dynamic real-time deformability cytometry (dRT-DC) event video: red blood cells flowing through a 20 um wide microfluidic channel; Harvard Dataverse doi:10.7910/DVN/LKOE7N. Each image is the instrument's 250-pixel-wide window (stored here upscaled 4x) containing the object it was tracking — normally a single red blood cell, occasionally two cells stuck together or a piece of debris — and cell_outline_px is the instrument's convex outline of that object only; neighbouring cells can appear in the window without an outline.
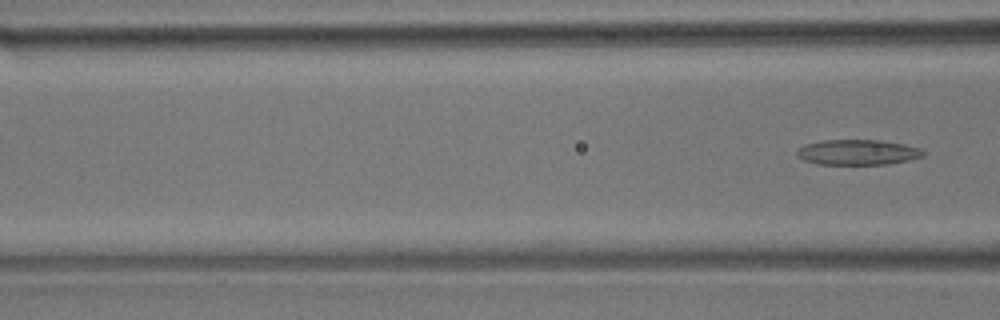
{"species": "common noctule bat (a hibernating species)", "species_latin": "Nyctalus noctula", "temperature_condition": "room temperature", "stored_images_in_passage": 8, "camera_frame_rate_fps": 3000, "um_per_image_px": 0.085, "animal": {"sex": "male", "body_mass_g": 17.9}, "frame": {"image": 1, "passage_image": 8, "time_ms": 2.333, "image_size_px": [1000, 320], "cell_outline_px": [[924, 156], [908, 160], [888, 164], [816, 164], [804, 160], [796, 156], [796, 152], [804, 144], [824, 140], [880, 140], [904, 144], [920, 148], [924, 152]], "centroid_in_image_um": [72.89, 12.94], "position_along_channel_um": 93.7, "area_um2": 18.61}}